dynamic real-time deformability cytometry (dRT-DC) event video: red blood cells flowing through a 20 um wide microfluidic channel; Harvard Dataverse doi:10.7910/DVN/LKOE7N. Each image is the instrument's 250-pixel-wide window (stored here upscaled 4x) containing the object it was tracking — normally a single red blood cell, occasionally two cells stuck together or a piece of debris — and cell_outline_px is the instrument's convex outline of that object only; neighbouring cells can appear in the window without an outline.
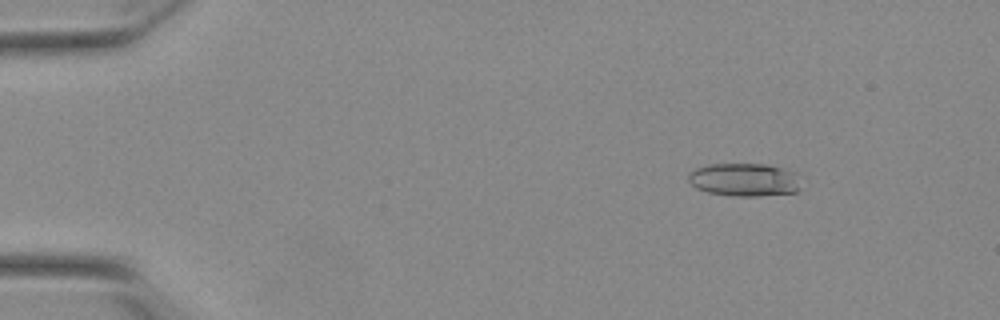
{"species": "Egyptian fruit bat (a non-hibernating species)", "species_latin": "Rousettus aegyptiacus", "temperature_condition": "warm", "stored_images_in_passage": 52, "camera_frame_rate_fps": 3000, "um_per_image_px": 0.085, "animal": {"sex": "female"}, "frame": {"image": 1, "passage_image": 6, "time_ms": 1.667, "image_size_px": [1000, 320], "cell_outline_px": [[800, 188], [796, 192], [756, 196], [732, 196], [708, 192], [696, 188], [688, 180], [688, 172], [692, 168], [708, 164], [768, 164], [792, 172]], "centroid_in_image_um": [63.16, 15.27], "position_along_channel_um": 21.8, "area_um2": 21.56}}
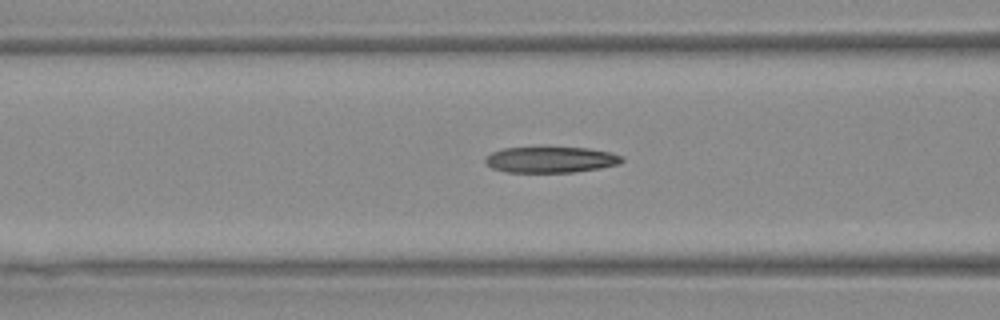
{"frame": {"image": 2, "passage_image": 21, "time_ms": 6.667, "image_size_px": [1000, 320], "cell_outline_px": [[624, 160], [620, 164], [600, 168], [572, 172], [508, 172], [492, 168], [484, 160], [492, 152], [504, 148], [588, 148], [608, 152], [620, 156]], "centroid_in_image_um": [46.82, 13.58], "position_along_channel_um": 119.8, "area_um2": 20.29}}
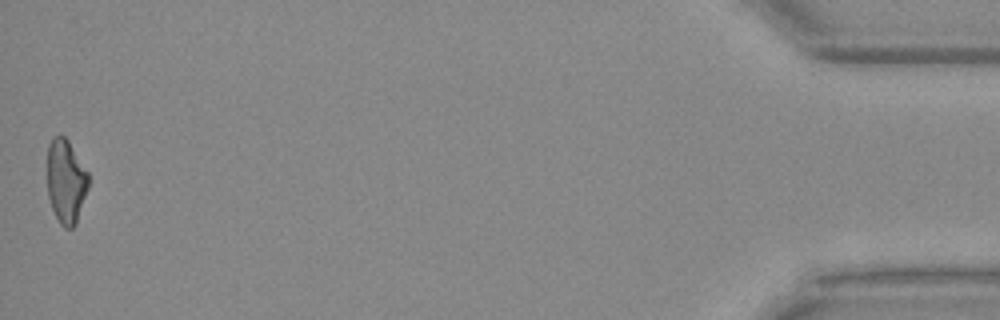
{"frame": {"image": 3, "passage_image": 52, "time_ms": 17.0, "image_size_px": [1000, 320], "cell_outline_px": [[88, 188], [76, 224], [72, 228], [64, 228], [60, 224], [52, 208], [48, 196], [48, 144], [52, 136], [64, 136], [68, 140], [88, 172]], "centroid_in_image_um": [5.6, 15.41], "position_along_channel_um": 429.6, "area_um2": 20.06}, "authors_computed_cell_mechanics": {"area_um2": 21.097, "velocity_mm_per_s": 3.8749, "shape_relaxation_time_tau1_ms": null, "shape_relaxation_time_tau2_ms": 1.5721, "deformation_change_tau1": null, "deformation_change_tau2": 0.1119}}